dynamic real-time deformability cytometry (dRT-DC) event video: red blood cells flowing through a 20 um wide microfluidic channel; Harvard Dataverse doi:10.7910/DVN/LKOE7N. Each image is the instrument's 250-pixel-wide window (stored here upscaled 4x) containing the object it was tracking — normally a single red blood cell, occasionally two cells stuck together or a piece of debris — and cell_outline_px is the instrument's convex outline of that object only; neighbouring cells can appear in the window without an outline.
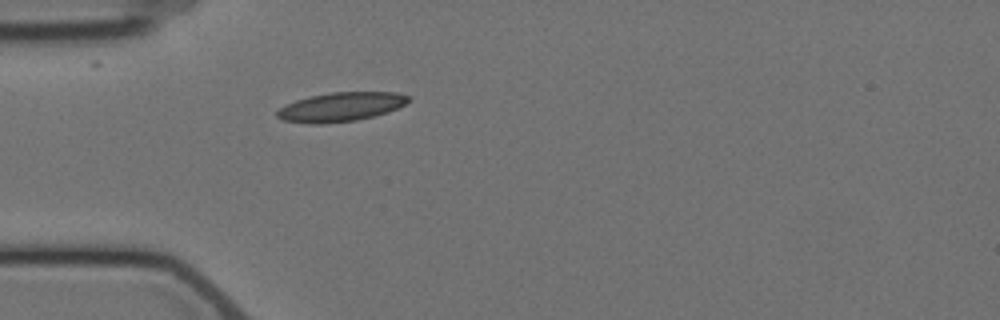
{"species": "Egyptian fruit bat (a non-hibernating species)", "species_latin": "Rousettus aegyptiacus", "temperature_condition": "cold", "stored_images_in_passage": 3, "camera_frame_rate_fps": 3000, "um_per_image_px": 0.085, "animal": {"sex": "female"}, "frame": {"image": 1, "passage_image": 3, "time_ms": 2.333, "image_size_px": [1000, 320], "cell_outline_px": [[412, 96], [404, 104], [388, 112], [356, 120], [324, 124], [312, 124], [284, 120], [276, 116], [276, 112], [280, 108], [296, 100], [312, 96], [332, 92], [396, 92]], "centroid_in_image_um": [28.98, 9.08], "position_along_channel_um": 56.0, "area_um2": 22.02}}